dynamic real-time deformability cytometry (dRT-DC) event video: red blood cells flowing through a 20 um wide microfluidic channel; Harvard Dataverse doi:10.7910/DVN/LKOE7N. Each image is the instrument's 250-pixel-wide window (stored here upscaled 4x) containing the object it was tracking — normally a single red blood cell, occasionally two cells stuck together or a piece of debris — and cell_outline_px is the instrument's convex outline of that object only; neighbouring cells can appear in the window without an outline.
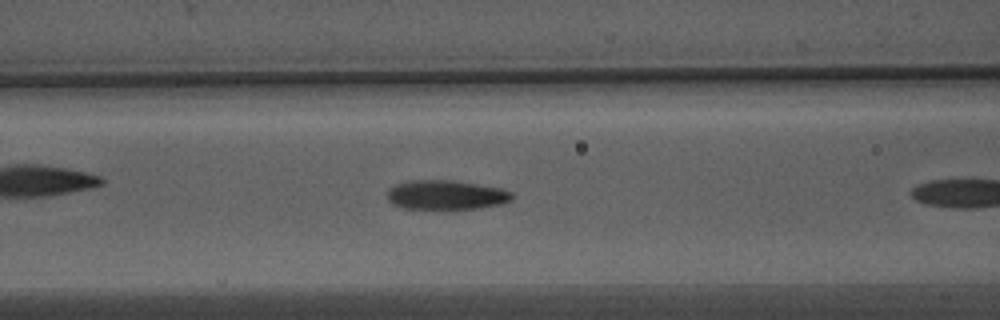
{"species": "Egyptian fruit bat (a non-hibernating species)", "species_latin": "Rousettus aegyptiacus", "temperature_condition": "warm", "stored_images_in_passage": 5, "camera_frame_rate_fps": 3000, "um_per_image_px": 0.085, "animal": {"sex": "male"}, "frame": {"image": 1, "passage_image": 4, "time_ms": 1.0, "image_size_px": [1000, 320], "cell_outline_px": [[512, 200], [500, 204], [480, 208], [404, 208], [392, 204], [388, 200], [388, 188], [396, 184], [408, 180], [452, 180], [500, 188], [512, 192]], "centroid_in_image_um": [37.89, 16.55], "position_along_channel_um": 128.7, "area_um2": 21.15}}